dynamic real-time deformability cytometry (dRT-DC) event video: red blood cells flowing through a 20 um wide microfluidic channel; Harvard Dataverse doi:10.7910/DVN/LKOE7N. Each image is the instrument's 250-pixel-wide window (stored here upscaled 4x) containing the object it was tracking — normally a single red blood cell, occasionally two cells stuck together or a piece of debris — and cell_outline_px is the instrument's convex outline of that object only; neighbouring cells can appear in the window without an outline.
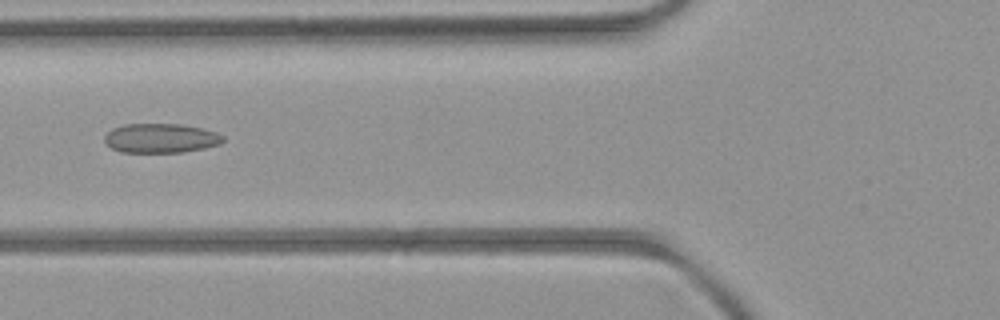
{"species": "common noctule bat (a hibernating species)", "species_latin": "Nyctalus noctula", "temperature_condition": "room temperature", "stored_images_in_passage": 6, "camera_frame_rate_fps": 3000, "um_per_image_px": 0.085, "animal": {"sex": "female", "body_mass_g": 21.9}, "frame": {"image": 1, "passage_image": 5, "time_ms": 4.667, "image_size_px": [1000, 320], "cell_outline_px": [[224, 140], [220, 144], [204, 148], [184, 152], [120, 152], [112, 148], [104, 140], [104, 136], [112, 128], [124, 124], [184, 124], [216, 132], [224, 136]], "centroid_in_image_um": [13.67, 11.74], "position_along_channel_um": 112.1, "area_um2": 20.29}}
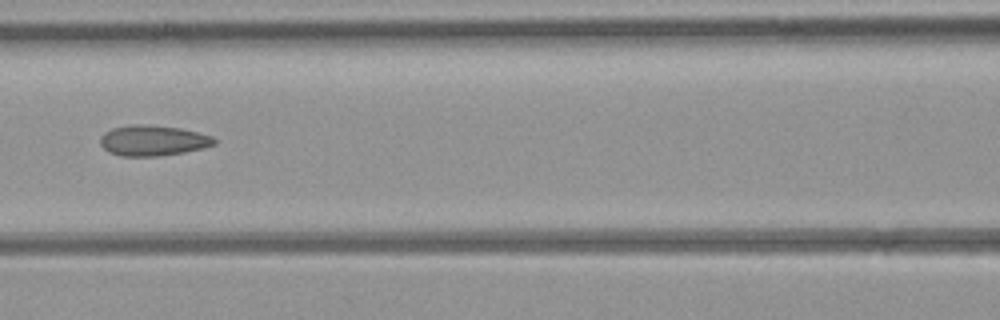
{"frame": {"image": 2, "passage_image": 6, "time_ms": 5.667, "image_size_px": [1000, 320], "cell_outline_px": [[216, 144], [204, 148], [184, 152], [156, 156], [120, 156], [108, 152], [100, 144], [100, 136], [104, 132], [112, 128], [136, 124], [140, 124], [180, 128], [212, 136], [216, 140]], "centroid_in_image_um": [12.98, 11.95], "position_along_channel_um": 153.6, "area_um2": 20.23}}